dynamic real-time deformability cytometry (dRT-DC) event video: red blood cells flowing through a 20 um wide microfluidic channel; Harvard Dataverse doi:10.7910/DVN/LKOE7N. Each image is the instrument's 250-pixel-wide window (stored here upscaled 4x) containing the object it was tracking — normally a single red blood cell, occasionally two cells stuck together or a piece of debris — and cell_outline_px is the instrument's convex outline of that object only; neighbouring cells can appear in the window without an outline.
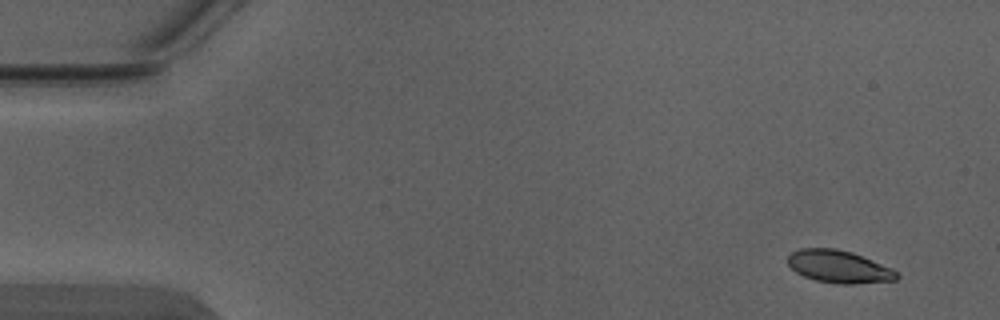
{"species": "Egyptian fruit bat (a non-hibernating species)", "species_latin": "Rousettus aegyptiacus", "temperature_condition": "warm", "stored_images_in_passage": 5, "camera_frame_rate_fps": 3000, "um_per_image_px": 0.085, "animal": {"sex": "male"}, "frame": {"image": 1, "passage_image": 1, "time_ms": 0.0, "image_size_px": [1000, 320], "cell_outline_px": [[900, 276], [896, 280], [852, 284], [840, 284], [816, 280], [804, 276], [796, 272], [788, 264], [788, 256], [792, 252], [800, 248], [836, 248], [852, 252], [892, 268]], "centroid_in_image_um": [71.31, 22.66], "position_along_channel_um": 13.7, "area_um2": 20.58}}
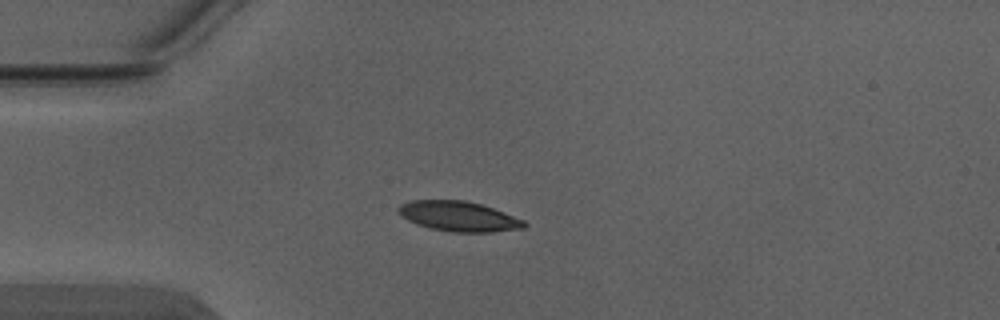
{"frame": {"image": 2, "passage_image": 4, "time_ms": 1.0, "image_size_px": [1000, 320], "cell_outline_px": [[528, 224], [524, 228], [492, 232], [452, 232], [432, 228], [416, 224], [408, 220], [396, 212], [396, 208], [400, 204], [412, 200], [464, 200], [480, 204], [504, 212], [524, 220]], "centroid_in_image_um": [38.97, 18.38], "position_along_channel_um": 46.0, "area_um2": 22.02}}